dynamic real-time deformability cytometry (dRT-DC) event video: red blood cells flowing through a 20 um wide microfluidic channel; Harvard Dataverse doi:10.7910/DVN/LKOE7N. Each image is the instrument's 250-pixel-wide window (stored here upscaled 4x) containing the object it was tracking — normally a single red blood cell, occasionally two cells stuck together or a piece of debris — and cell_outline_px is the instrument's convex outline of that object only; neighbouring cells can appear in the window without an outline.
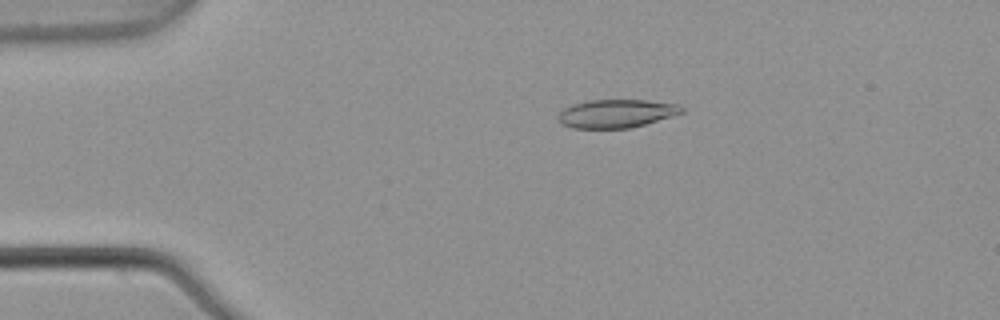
{"species": "common noctule bat (a hibernating species)", "species_latin": "Nyctalus noctula", "temperature_condition": "warm", "stored_images_in_passage": 4, "camera_frame_rate_fps": 3000, "um_per_image_px": 0.085, "animal": {"sex": "male", "body_mass_g": 21.5, "forearm_length_mm": 52.0}, "frame": {"image": 1, "passage_image": 3, "time_ms": 0.667, "image_size_px": [1000, 320], "cell_outline_px": [[684, 112], [672, 116], [644, 124], [628, 128], [572, 128], [560, 124], [556, 120], [556, 116], [564, 108], [588, 100], [644, 100], [680, 104], [684, 108]], "centroid_in_image_um": [52.37, 9.65], "position_along_channel_um": 32.6, "area_um2": 20.4}}